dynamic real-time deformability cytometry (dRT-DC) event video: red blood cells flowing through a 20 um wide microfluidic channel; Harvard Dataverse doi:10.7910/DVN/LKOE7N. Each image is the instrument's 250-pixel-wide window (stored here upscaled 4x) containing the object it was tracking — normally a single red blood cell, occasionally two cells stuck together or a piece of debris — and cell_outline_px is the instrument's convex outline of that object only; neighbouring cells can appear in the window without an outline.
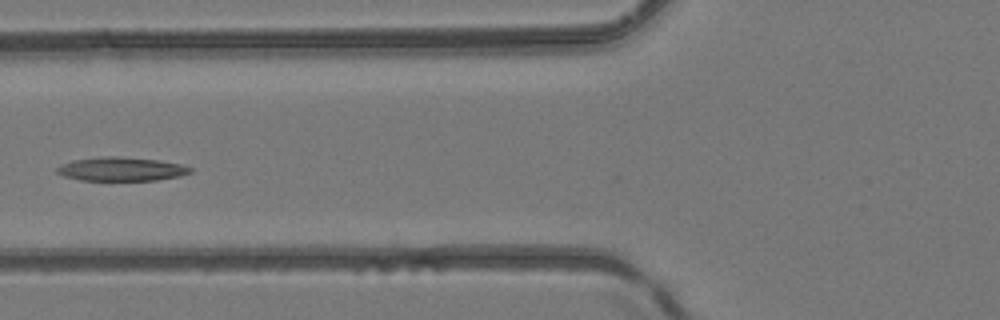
{"species": "common noctule bat (a hibernating species)", "species_latin": "Nyctalus noctula", "temperature_condition": "room temperature", "stored_images_in_passage": 8, "camera_frame_rate_fps": 3000, "um_per_image_px": 0.085, "animal": {"sex": "female", "body_mass_g": 24.6, "forearm_length_mm": 56.2}, "frame": {"image": 1, "passage_image": 6, "time_ms": 6.0, "image_size_px": [1000, 320], "cell_outline_px": [[192, 172], [180, 176], [156, 180], [80, 180], [64, 176], [56, 172], [56, 168], [60, 164], [72, 160], [112, 156], [116, 156], [156, 160], [180, 164], [192, 168]], "centroid_in_image_um": [10.29, 14.37], "position_along_channel_um": 115.5, "area_um2": 18.26}}
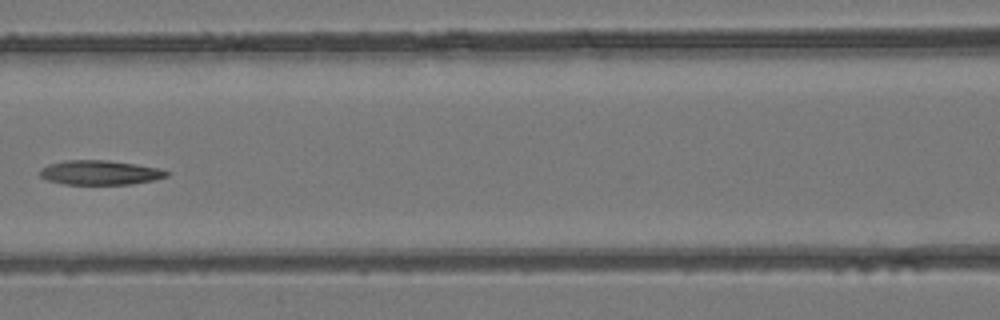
{"frame": {"image": 2, "passage_image": 7, "time_ms": 7.0, "image_size_px": [1000, 320], "cell_outline_px": [[168, 176], [156, 180], [132, 184], [64, 184], [48, 180], [40, 176], [40, 168], [48, 164], [64, 160], [108, 160], [136, 164], [160, 168], [168, 172]], "centroid_in_image_um": [8.5, 14.66], "position_along_channel_um": 158.1, "area_um2": 18.15}}
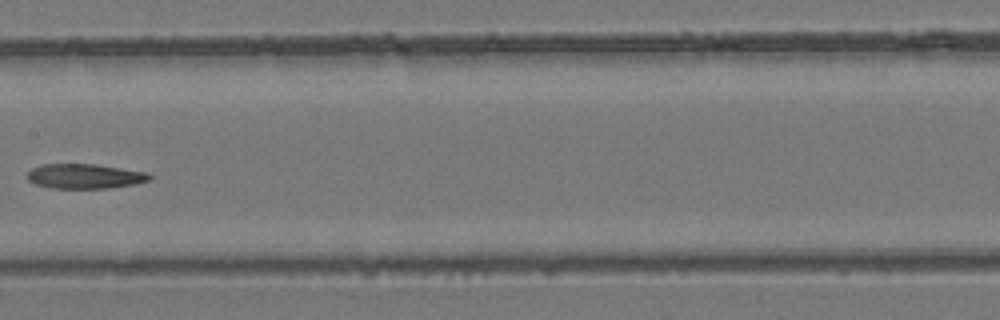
{"frame": {"image": 3, "passage_image": 8, "time_ms": 8.0, "image_size_px": [1000, 320], "cell_outline_px": [[152, 176], [148, 180], [132, 184], [108, 188], [52, 188], [36, 184], [28, 180], [24, 176], [32, 168], [40, 164], [92, 164], [148, 172]], "centroid_in_image_um": [7.14, 14.97], "position_along_channel_um": 200.3, "area_um2": 17.51}}